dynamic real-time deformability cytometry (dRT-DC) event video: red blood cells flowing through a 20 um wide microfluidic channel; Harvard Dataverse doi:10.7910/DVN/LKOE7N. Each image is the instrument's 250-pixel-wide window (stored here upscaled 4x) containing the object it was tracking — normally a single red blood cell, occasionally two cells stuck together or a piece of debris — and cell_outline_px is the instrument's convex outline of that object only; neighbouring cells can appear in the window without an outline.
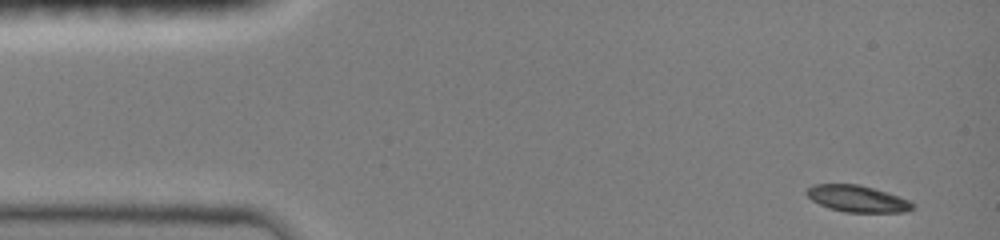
{"species": "common noctule bat (a hibernating species)", "species_latin": "Nyctalus noctula", "temperature_condition": "room temperature", "stored_images_in_passage": 24, "camera_frame_rate_fps": 3000, "um_per_image_px": 0.085, "animal": {"sex": "female", "body_mass_g": 19.0, "forearm_length_mm": 51.5}, "frame": {"image": 1, "passage_image": 1, "time_ms": 0.0, "image_size_px": [1000, 240], "cell_outline_px": [[916, 208], [904, 212], [844, 212], [828, 208], [812, 200], [804, 192], [812, 184], [860, 184], [888, 192], [908, 200], [916, 204]], "centroid_in_image_um": [72.89, 16.89], "position_along_channel_um": 12.1, "area_um2": 16.59}}
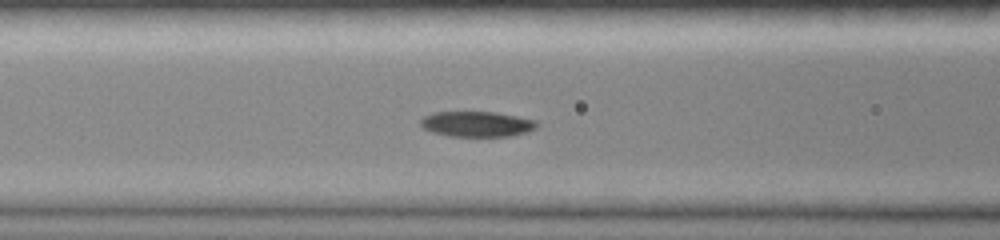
{"frame": {"image": 2, "passage_image": 14, "time_ms": 4.333, "image_size_px": [1000, 240], "cell_outline_px": [[536, 128], [528, 132], [512, 136], [448, 136], [432, 132], [424, 128], [420, 124], [420, 120], [424, 116], [436, 112], [496, 112], [536, 120]], "centroid_in_image_um": [40.53, 10.55], "position_along_channel_um": 126.1, "area_um2": 17.17}}
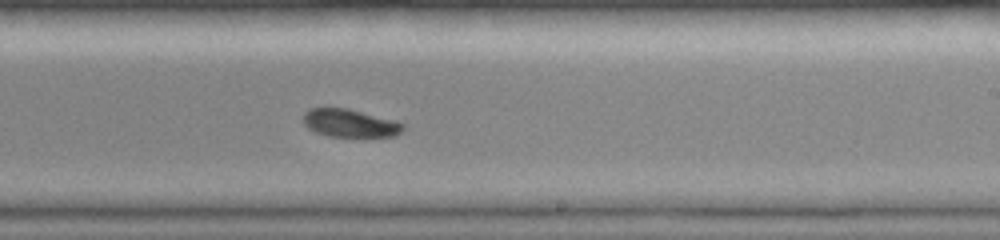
{"frame": {"image": 3, "passage_image": 24, "time_ms": 7.667, "image_size_px": [1000, 240], "cell_outline_px": [[404, 128], [396, 136], [328, 136], [316, 132], [308, 128], [304, 124], [304, 112], [308, 108], [348, 108], [396, 120], [404, 124]], "centroid_in_image_um": [29.75, 10.45], "position_along_channel_um": 259.3, "area_um2": 16.24}}